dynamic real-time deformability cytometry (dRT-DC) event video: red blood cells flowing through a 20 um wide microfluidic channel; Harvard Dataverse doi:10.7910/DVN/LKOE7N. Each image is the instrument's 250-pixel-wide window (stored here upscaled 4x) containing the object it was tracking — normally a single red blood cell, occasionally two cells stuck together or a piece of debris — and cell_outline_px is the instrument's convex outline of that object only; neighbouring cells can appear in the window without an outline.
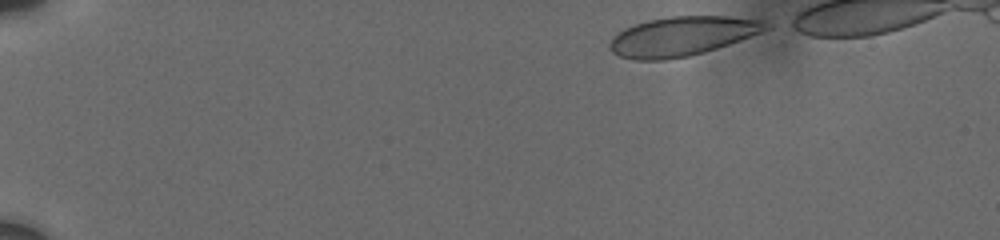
{"species": "human", "species_latin": "Homo sapiens", "temperature_condition": "cold", "stored_images_in_passage": 24, "camera_frame_rate_fps": 3000, "um_per_image_px": 0.085, "donor": {"sex": "male"}, "frame": {"image": 1, "passage_image": 1, "time_ms": 0.0, "image_size_px": [1000, 240], "cell_outline_px": [[776, 24], [772, 28], [740, 40], [704, 52], [688, 56], [664, 60], [636, 60], [620, 56], [612, 52], [608, 48], [608, 44], [612, 36], [624, 28], [648, 20], [672, 16], [728, 16], [764, 20]], "centroid_in_image_um": [58.01, 3.07], "position_along_channel_um": 27.0, "area_um2": 36.01}}
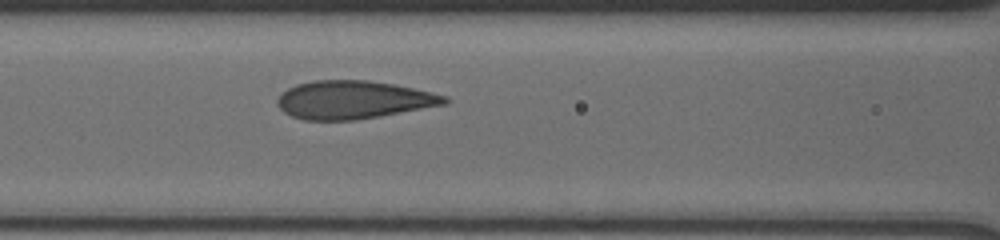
{"frame": {"image": 2, "passage_image": 19, "time_ms": 6.0, "image_size_px": [1000, 240], "cell_outline_px": [[448, 104], [380, 116], [356, 120], [304, 120], [292, 116], [284, 112], [276, 104], [276, 100], [288, 88], [296, 84], [312, 80], [368, 80], [392, 84], [412, 88], [448, 96]], "centroid_in_image_um": [30.03, 8.49], "position_along_channel_um": 136.6, "area_um2": 37.11}}
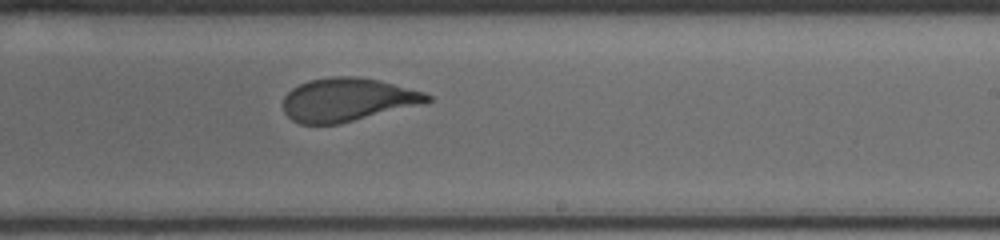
{"frame": {"image": 3, "passage_image": 24, "time_ms": 9.333, "image_size_px": [1000, 240], "cell_outline_px": [[432, 100], [424, 104], [340, 124], [300, 124], [292, 120], [284, 112], [284, 96], [292, 88], [308, 80], [332, 76], [356, 76], [380, 80], [424, 92], [432, 96]], "centroid_in_image_um": [29.56, 8.47], "position_along_channel_um": 259.4, "area_um2": 36.65}}